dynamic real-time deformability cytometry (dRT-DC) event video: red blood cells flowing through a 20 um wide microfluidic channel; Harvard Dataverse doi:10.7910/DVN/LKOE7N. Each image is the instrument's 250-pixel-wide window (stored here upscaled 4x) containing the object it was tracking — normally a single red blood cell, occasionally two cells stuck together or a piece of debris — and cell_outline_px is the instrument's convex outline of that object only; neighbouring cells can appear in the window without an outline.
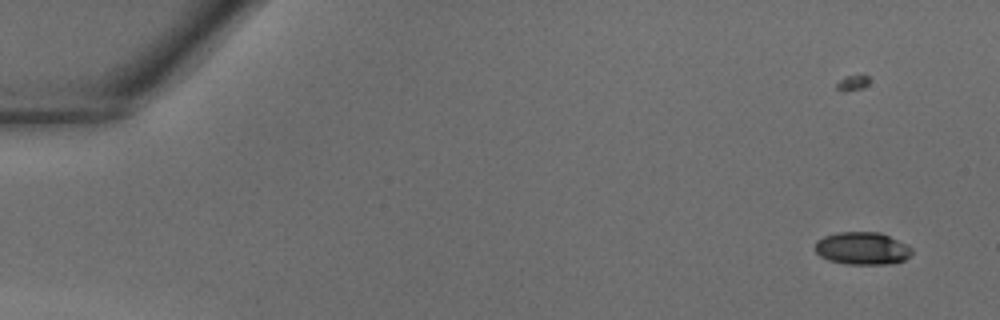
{"species": "common noctule bat (a hibernating species)", "species_latin": "Nyctalus noctula", "temperature_condition": "warm", "stored_images_in_passage": 40, "segment_of_instrument_passage": [1, 2], "camera_frame_rate_fps": 3000, "um_per_image_px": 0.085, "animal": {"sex": "male", "body_mass_g": 18.8}, "frame": {"image": 1, "passage_image": 1, "time_ms": 0.0, "image_size_px": [1000, 320], "cell_outline_px": [[912, 252], [904, 260], [888, 264], [844, 264], [828, 260], [820, 256], [816, 252], [816, 240], [824, 236], [836, 232], [880, 232], [912, 248]], "centroid_in_image_um": [73.25, 21.11], "position_along_channel_um": 11.8, "area_um2": 18.26}}